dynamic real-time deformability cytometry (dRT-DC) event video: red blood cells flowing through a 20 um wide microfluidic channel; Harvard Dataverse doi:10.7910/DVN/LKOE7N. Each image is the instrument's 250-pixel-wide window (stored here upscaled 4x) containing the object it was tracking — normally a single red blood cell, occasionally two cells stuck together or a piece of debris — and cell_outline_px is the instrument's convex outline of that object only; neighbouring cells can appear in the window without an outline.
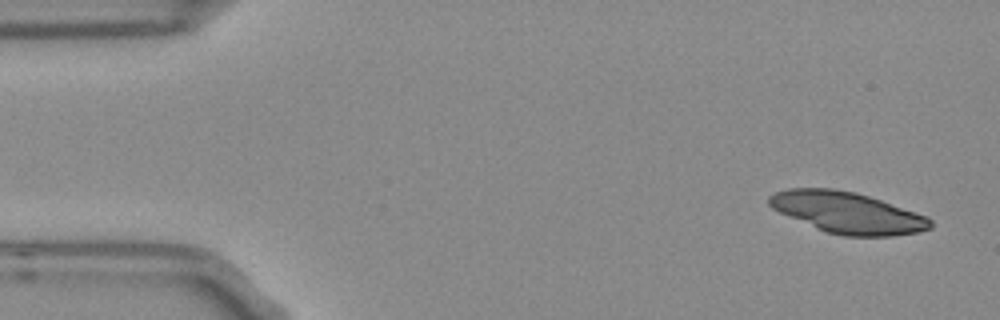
{"species": "Egyptian fruit bat (a non-hibernating species)", "species_latin": "Rousettus aegyptiacus", "temperature_condition": "room temperature", "stored_images_in_passage": 2, "segment_of_instrument_passage": [2, 2], "camera_frame_rate_fps": 3000, "um_per_image_px": 0.085, "frame": {"image": 1, "passage_image": 2, "time_ms": 0.333, "image_size_px": [1000, 320], "cell_outline_px": [[932, 228], [916, 232], [892, 236], [844, 236], [828, 232], [780, 212], [772, 208], [768, 204], [768, 196], [776, 192], [788, 188], [832, 188], [856, 192], [928, 216], [932, 220]], "centroid_in_image_um": [72.05, 18.06], "position_along_channel_um": 13.0, "area_um2": 38.32}}